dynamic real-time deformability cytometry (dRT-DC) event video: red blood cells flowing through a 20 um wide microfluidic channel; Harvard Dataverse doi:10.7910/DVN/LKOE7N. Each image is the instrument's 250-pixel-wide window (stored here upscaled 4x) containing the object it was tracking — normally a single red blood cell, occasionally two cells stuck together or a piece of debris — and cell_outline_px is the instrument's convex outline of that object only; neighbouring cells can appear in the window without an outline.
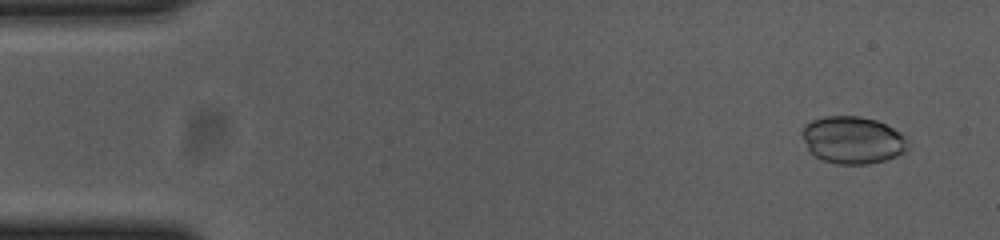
{"species": "common noctule bat (a hibernating species)", "species_latin": "Nyctalus noctula", "temperature_condition": "cold", "stored_images_in_passage": 55, "camera_frame_rate_fps": 3000, "um_per_image_px": 0.085, "animal": {"sex": "female", "body_mass_g": 23.0, "forearm_length_mm": 53.4}, "frame": {"image": 1, "passage_image": 4, "time_ms": 1.0, "image_size_px": [1000, 240], "cell_outline_px": [[904, 148], [896, 156], [884, 160], [868, 164], [836, 164], [824, 160], [816, 156], [808, 148], [800, 132], [804, 124], [812, 120], [824, 116], [860, 116], [876, 120], [892, 128], [904, 140]], "centroid_in_image_um": [72.37, 11.89], "position_along_channel_um": 12.6, "area_um2": 28.44}}
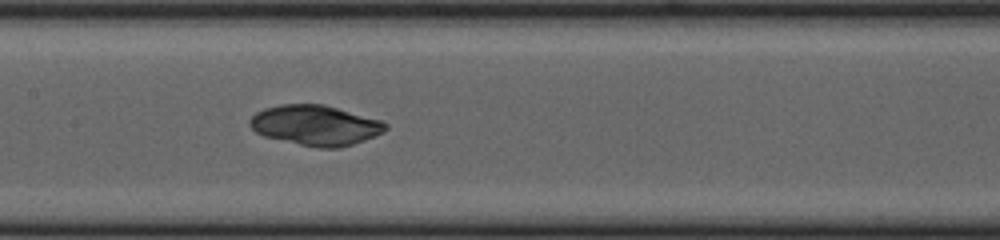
{"frame": {"image": 2, "passage_image": 27, "time_ms": 8.667, "image_size_px": [1000, 240], "cell_outline_px": [[388, 128], [384, 132], [364, 140], [352, 144], [336, 148], [320, 148], [300, 144], [264, 136], [256, 132], [248, 124], [248, 120], [256, 112], [264, 108], [280, 104], [324, 104], [380, 120], [388, 124]], "centroid_in_image_um": [26.8, 10.64], "position_along_channel_um": 180.6, "area_um2": 31.62}}
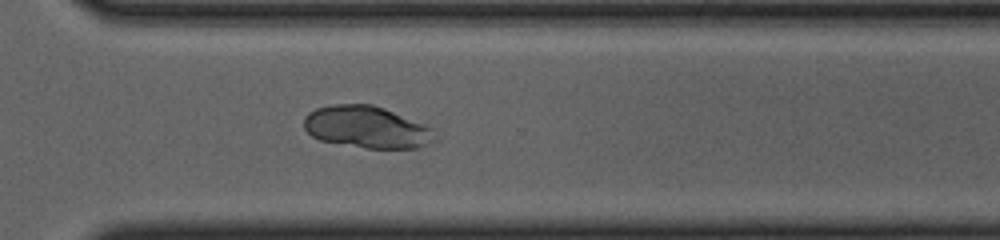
{"frame": {"image": 3, "passage_image": 40, "time_ms": 13.0, "image_size_px": [1000, 240], "cell_outline_px": [[436, 140], [416, 148], [364, 148], [320, 140], [312, 136], [304, 128], [304, 116], [308, 112], [316, 108], [332, 104], [372, 104], [384, 108], [428, 124], [432, 128], [436, 136]], "centroid_in_image_um": [31.19, 10.8], "position_along_channel_um": 339.4, "area_um2": 32.31}}